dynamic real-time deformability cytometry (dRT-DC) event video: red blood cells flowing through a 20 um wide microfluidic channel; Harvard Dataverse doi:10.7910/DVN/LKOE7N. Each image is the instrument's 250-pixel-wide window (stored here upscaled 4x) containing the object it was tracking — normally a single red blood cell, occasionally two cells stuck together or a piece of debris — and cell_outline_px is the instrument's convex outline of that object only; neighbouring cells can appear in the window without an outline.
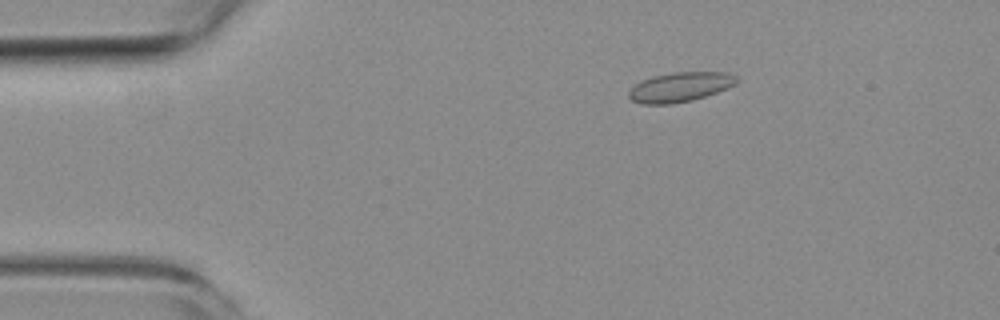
{"species": "common noctule bat (a hibernating species)", "species_latin": "Nyctalus noctula", "temperature_condition": "room temperature", "stored_images_in_passage": 5, "camera_frame_rate_fps": 3000, "um_per_image_px": 0.085, "animal": {"sex": "female", "body_mass_g": 19.3, "forearm_length_mm": 54.1}, "frame": {"image": 1, "passage_image": 3, "time_ms": 2.333, "image_size_px": [1000, 320], "cell_outline_px": [[740, 80], [736, 84], [716, 92], [692, 100], [672, 104], [644, 104], [632, 100], [628, 96], [628, 92], [636, 84], [652, 76], [672, 72], [728, 72], [736, 76]], "centroid_in_image_um": [57.83, 7.39], "position_along_channel_um": 27.2, "area_um2": 18.5}}
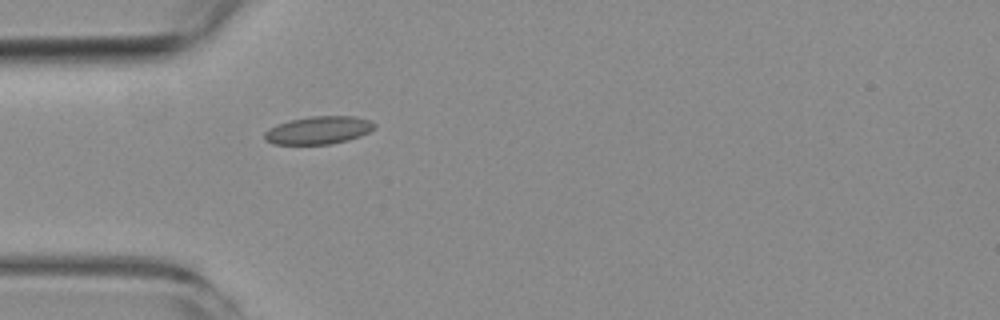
{"frame": {"image": 2, "passage_image": 5, "time_ms": 4.667, "image_size_px": [1000, 320], "cell_outline_px": [[376, 128], [360, 136], [348, 140], [332, 144], [272, 144], [264, 140], [264, 132], [268, 128], [292, 120], [308, 116], [356, 116], [368, 120], [376, 124]], "centroid_in_image_um": [27.08, 11.07], "position_along_channel_um": 57.9, "area_um2": 17.86}}